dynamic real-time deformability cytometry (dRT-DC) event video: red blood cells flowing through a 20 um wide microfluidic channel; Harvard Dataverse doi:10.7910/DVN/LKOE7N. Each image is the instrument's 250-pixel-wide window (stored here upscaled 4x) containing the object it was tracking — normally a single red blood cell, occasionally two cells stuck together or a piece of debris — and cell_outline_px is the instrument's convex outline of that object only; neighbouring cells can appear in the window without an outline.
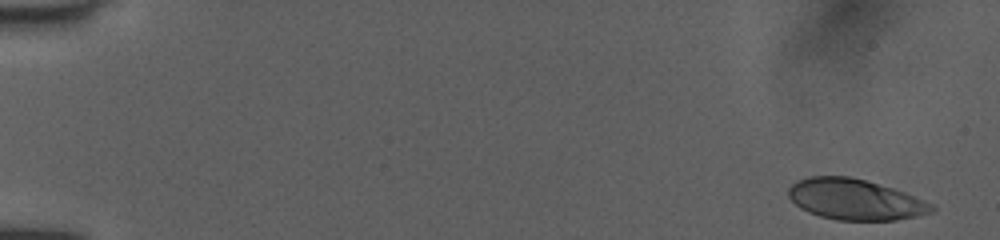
{"species": "human", "species_latin": "Homo sapiens", "temperature_condition": "room temperature", "stored_images_in_passage": 50, "camera_frame_rate_fps": 3000, "um_per_image_px": 0.085, "donor": {"sex": "female"}, "frame": {"image": 1, "passage_image": 1, "time_ms": 0.0, "image_size_px": [1000, 240], "cell_outline_px": [[936, 208], [932, 212], [916, 216], [896, 220], [836, 220], [820, 216], [808, 212], [800, 208], [788, 196], [788, 188], [796, 180], [808, 176], [848, 176], [864, 180], [892, 188], [904, 192], [932, 204]], "centroid_in_image_um": [72.64, 16.95], "position_along_channel_um": 12.4, "area_um2": 33.87}}
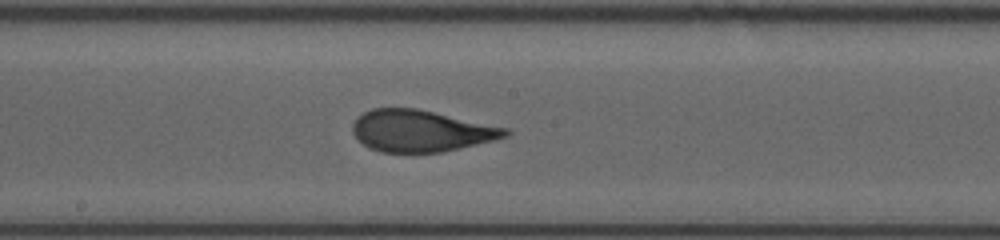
{"frame": {"image": 2, "passage_image": 28, "time_ms": 9.0, "image_size_px": [1000, 240], "cell_outline_px": [[512, 132], [508, 136], [492, 140], [440, 152], [380, 152], [368, 148], [352, 132], [352, 124], [364, 112], [372, 108], [416, 108], [508, 128]], "centroid_in_image_um": [35.76, 11.12], "position_along_channel_um": 212.4, "area_um2": 36.65}}
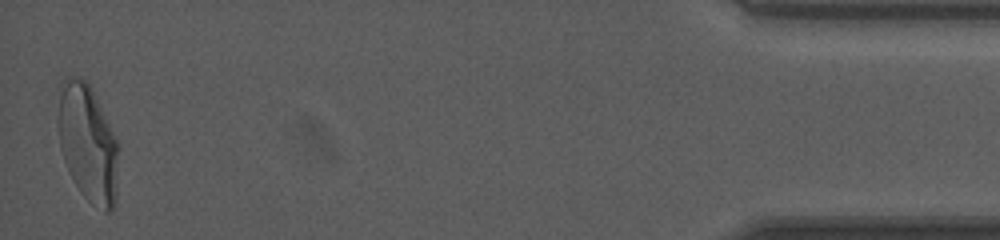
{"frame": {"image": 3, "passage_image": 50, "time_ms": 16.333, "image_size_px": [1000, 240], "cell_outline_px": [[120, 144], [116, 204], [108, 212], [104, 212], [88, 200], [80, 192], [68, 172], [60, 148], [60, 84], [68, 76], [80, 76], [92, 88]], "centroid_in_image_um": [7.53, 12.21], "position_along_channel_um": 427.7, "area_um2": 41.56}, "authors_computed_cell_mechanics": {"area_um2": 37.0498, "velocity_mm_per_s": 4.0169, "shape_relaxation_time_tau1_ms": 7.2141, "shape_relaxation_time_tau2_ms": 0.6961, "deformation_change_tau1": 0.2561, "deformation_change_tau2": 0.0713}}